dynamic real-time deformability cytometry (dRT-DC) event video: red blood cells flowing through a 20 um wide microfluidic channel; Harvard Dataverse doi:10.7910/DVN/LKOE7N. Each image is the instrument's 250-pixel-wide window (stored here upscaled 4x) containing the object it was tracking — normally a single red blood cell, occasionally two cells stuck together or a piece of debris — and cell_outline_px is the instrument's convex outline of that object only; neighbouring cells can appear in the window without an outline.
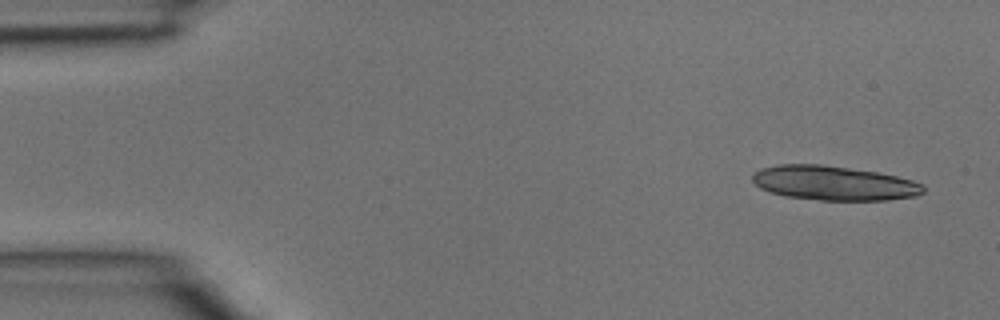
{"species": "common noctule bat (a hibernating species)", "species_latin": "Nyctalus noctula", "temperature_condition": "room temperature", "stored_images_in_passage": 4, "camera_frame_rate_fps": 3000, "um_per_image_px": 0.085, "animal": {"sex": "male", "body_mass_g": 15.6}, "frame": {"image": 1, "passage_image": 1, "time_ms": 0.0, "image_size_px": [1000, 320], "cell_outline_px": [[924, 192], [916, 196], [884, 200], [820, 200], [784, 196], [760, 188], [752, 180], [752, 176], [760, 168], [776, 164], [820, 164], [876, 172], [896, 176], [912, 180], [924, 184]], "centroid_in_image_um": [70.87, 15.56], "position_along_channel_um": 14.1, "area_um2": 34.16}}
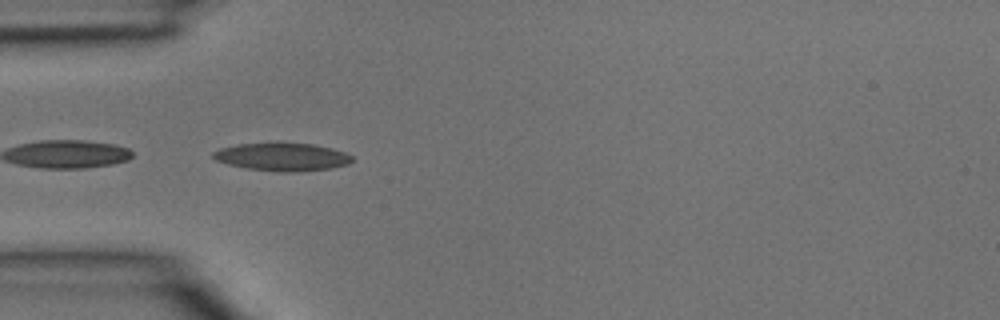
{"frame": {"image": 2, "passage_image": 4, "time_ms": 1.0, "image_size_px": [1000, 320], "cell_outline_px": [[352, 160], [348, 164], [332, 168], [296, 172], [276, 172], [244, 168], [228, 164], [216, 160], [212, 156], [212, 152], [220, 148], [236, 144], [276, 140], [280, 140], [312, 144], [332, 148], [344, 152], [352, 156]], "centroid_in_image_um": [23.94, 13.3], "position_along_channel_um": 61.1, "area_um2": 23.58}}